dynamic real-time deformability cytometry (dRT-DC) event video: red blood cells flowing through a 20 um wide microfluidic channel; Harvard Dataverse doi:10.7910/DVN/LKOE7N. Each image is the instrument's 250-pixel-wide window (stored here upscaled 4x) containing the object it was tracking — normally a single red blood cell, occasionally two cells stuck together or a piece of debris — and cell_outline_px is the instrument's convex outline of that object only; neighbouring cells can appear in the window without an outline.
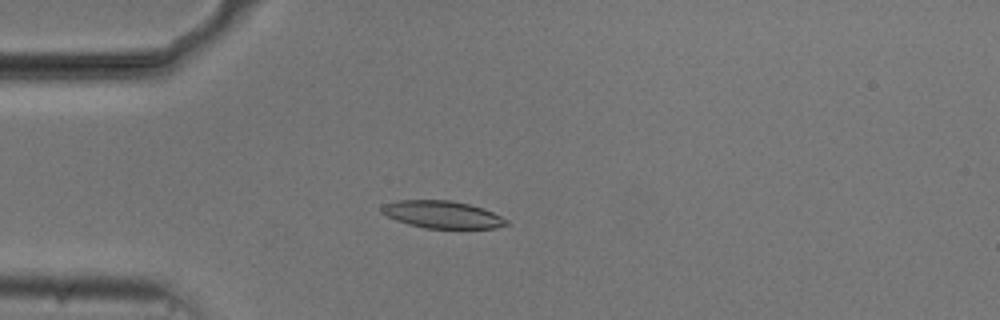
{"species": "common noctule bat (a hibernating species)", "species_latin": "Nyctalus noctula", "temperature_condition": "cold", "stored_images_in_passage": 54, "camera_frame_rate_fps": 3000, "um_per_image_px": 0.085, "animal": {"sex": "male", "body_mass_g": 20.5, "forearm_length_mm": 52.5}, "frame": {"image": 1, "passage_image": 15, "time_ms": 4.667, "image_size_px": [1000, 320], "cell_outline_px": [[508, 224], [496, 228], [424, 228], [408, 224], [396, 220], [380, 212], [380, 208], [384, 204], [396, 200], [452, 200], [468, 204], [492, 212], [508, 220]], "centroid_in_image_um": [37.55, 18.23], "position_along_channel_um": 47.4, "area_um2": 19.77}}
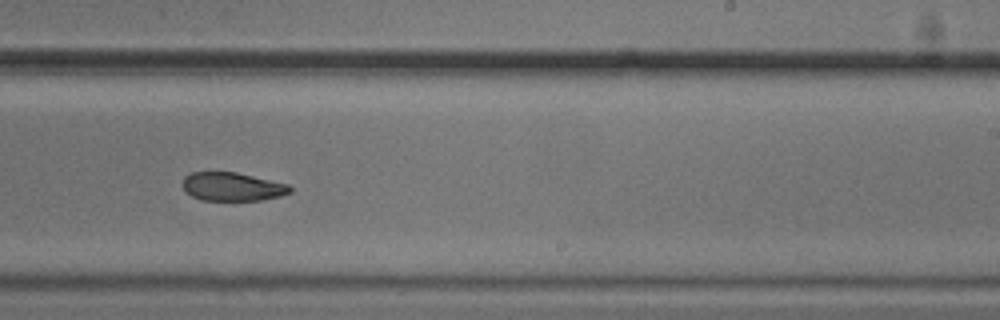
{"frame": {"image": 2, "passage_image": 34, "time_ms": 11.0, "image_size_px": [1000, 320], "cell_outline_px": [[292, 192], [280, 196], [260, 200], [200, 200], [184, 192], [184, 176], [192, 172], [236, 172], [288, 184], [292, 188]], "centroid_in_image_um": [19.74, 15.87], "position_along_channel_um": 269.3, "area_um2": 17.8}}
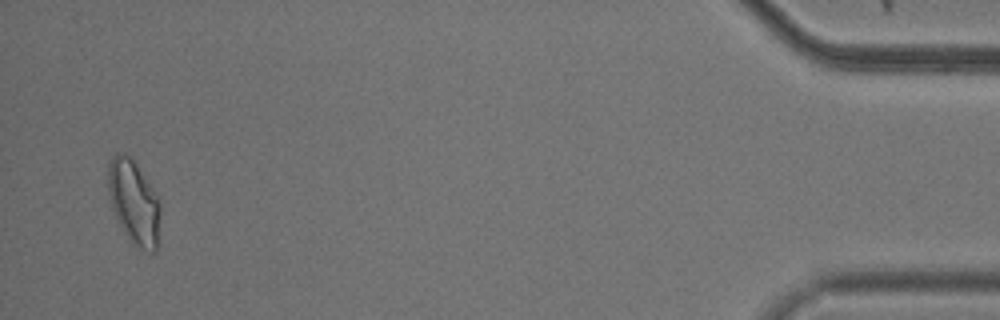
{"frame": {"image": 3, "passage_image": 53, "time_ms": 17.333, "image_size_px": [1000, 320], "cell_outline_px": [[160, 212], [156, 252], [148, 252], [132, 244], [120, 228], [116, 220], [108, 196], [108, 164], [112, 156], [116, 152], [124, 152], [136, 164], [156, 192], [160, 204]], "centroid_in_image_um": [11.36, 17.2], "position_along_channel_um": 423.8, "area_um2": 25.89}, "authors_computed_cell_mechanics": {"area_um2": 20.0566, "velocity_mm_per_s": 3.7415, "shape_relaxation_time_tau1_ms": 3.376, "shape_relaxation_time_tau2_ms": 9.4652, "deformation_change_tau1": 0.1283, "deformation_change_tau2": 0.1704}}